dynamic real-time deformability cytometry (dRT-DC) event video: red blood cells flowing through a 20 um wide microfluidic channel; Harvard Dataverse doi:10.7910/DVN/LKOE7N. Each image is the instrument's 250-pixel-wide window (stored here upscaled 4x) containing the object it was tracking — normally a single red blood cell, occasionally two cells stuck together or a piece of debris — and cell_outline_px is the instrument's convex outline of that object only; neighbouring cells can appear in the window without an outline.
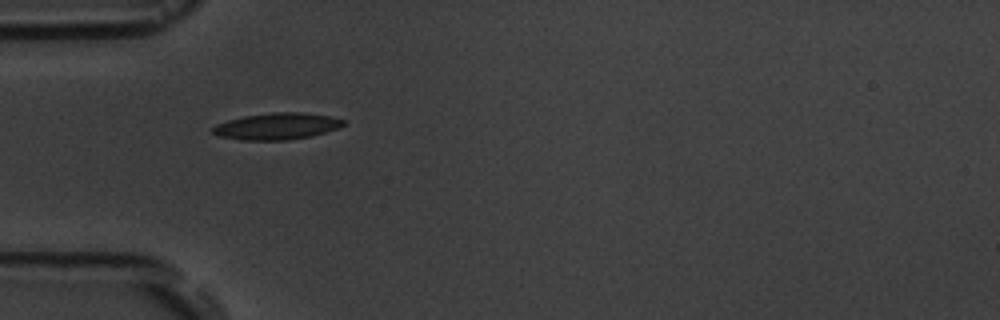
{"species": "common noctule bat (a hibernating species)", "species_latin": "Nyctalus noctula", "temperature_condition": "room temperature", "stored_images_in_passage": 2, "camera_frame_rate_fps": 3000, "um_per_image_px": 0.085, "animal": {"sex": "male", "body_mass_g": 19.5, "forearm_length_mm": 54.6}, "frame": {"image": 1, "passage_image": 1, "time_ms": 0.0, "image_size_px": [1000, 320], "cell_outline_px": [[344, 124], [340, 128], [312, 136], [288, 140], [244, 140], [220, 136], [212, 132], [212, 128], [216, 124], [228, 120], [244, 116], [272, 112], [300, 112], [332, 116], [344, 120]], "centroid_in_image_um": [23.57, 10.73], "position_along_channel_um": 61.4, "area_um2": 20.29}}
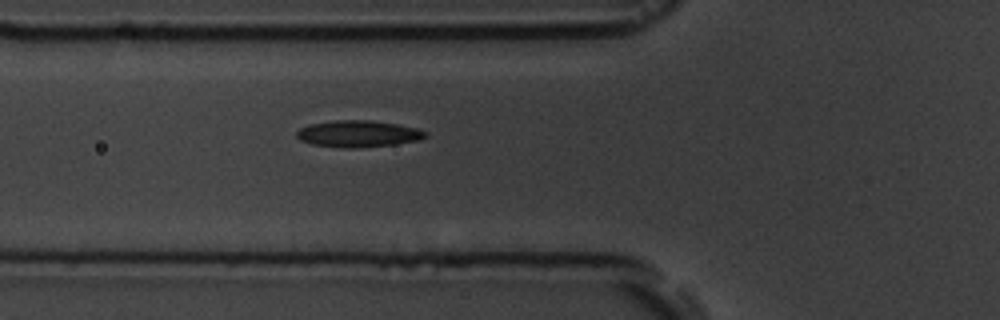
{"frame": {"image": 2, "passage_image": 2, "time_ms": 1.0, "image_size_px": [1000, 320], "cell_outline_px": [[428, 136], [420, 140], [396, 144], [356, 148], [344, 148], [312, 144], [300, 140], [296, 136], [296, 132], [300, 128], [308, 124], [336, 120], [372, 120], [400, 124], [416, 128], [428, 132]], "centroid_in_image_um": [30.47, 11.36], "position_along_channel_um": 95.3, "area_um2": 20.23}}